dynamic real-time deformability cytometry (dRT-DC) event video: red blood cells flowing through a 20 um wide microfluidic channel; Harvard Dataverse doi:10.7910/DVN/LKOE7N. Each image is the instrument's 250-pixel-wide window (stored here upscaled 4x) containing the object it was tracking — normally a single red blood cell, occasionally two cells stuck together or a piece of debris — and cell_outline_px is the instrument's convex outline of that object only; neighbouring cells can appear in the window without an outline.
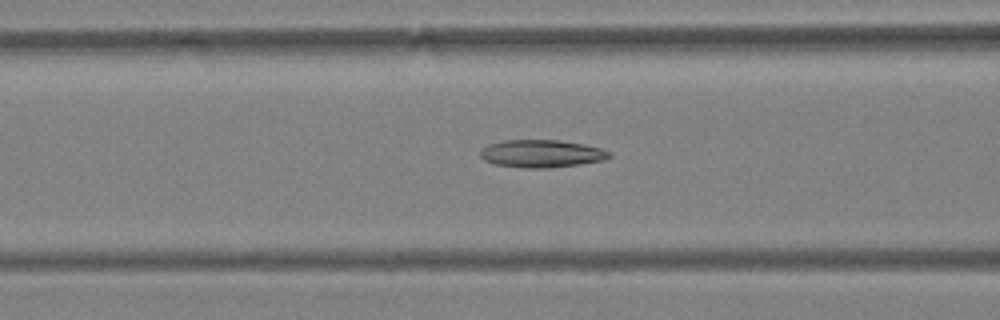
{"species": "Egyptian fruit bat (a non-hibernating species)", "species_latin": "Rousettus aegyptiacus", "temperature_condition": "warm", "stored_images_in_passage": 45, "camera_frame_rate_fps": 3000, "um_per_image_px": 0.085, "animal": {"sex": "female"}, "frame": {"image": 1, "passage_image": 23, "time_ms": 7.333, "image_size_px": [1000, 320], "cell_outline_px": [[612, 156], [604, 160], [580, 164], [548, 168], [524, 168], [496, 164], [484, 160], [480, 156], [480, 148], [504, 140], [560, 140], [584, 144], [600, 148], [612, 152]], "centroid_in_image_um": [46.06, 13.06], "position_along_channel_um": 120.5, "area_um2": 20.81}}
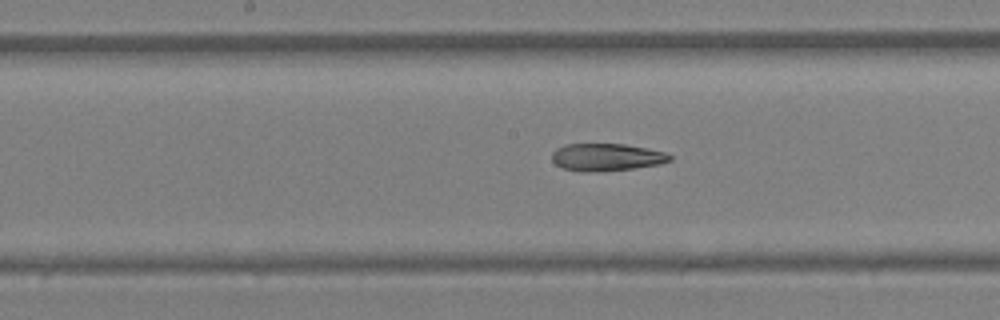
{"frame": {"image": 2, "passage_image": 29, "time_ms": 9.333, "image_size_px": [1000, 320], "cell_outline_px": [[672, 160], [660, 164], [632, 168], [600, 172], [584, 172], [564, 168], [556, 164], [552, 160], [552, 152], [556, 148], [564, 144], [624, 144], [648, 148], [664, 152], [672, 156]], "centroid_in_image_um": [51.55, 13.36], "position_along_channel_um": 196.7, "area_um2": 18.9}}
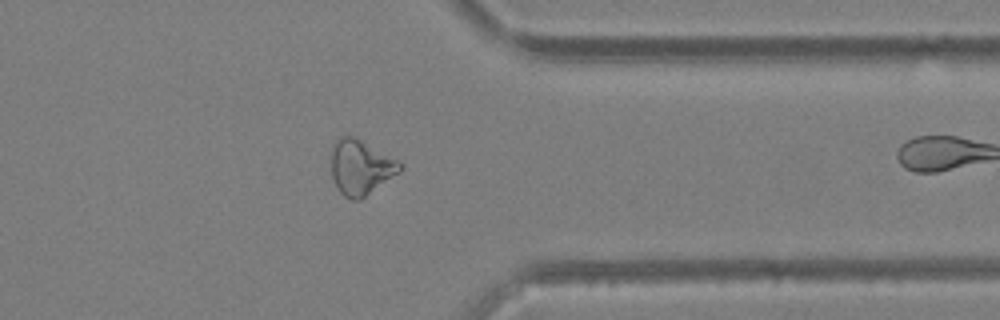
{"frame": {"image": 3, "passage_image": 44, "time_ms": 14.333, "image_size_px": [1000, 320], "cell_outline_px": [[404, 168], [400, 172], [360, 200], [352, 200], [344, 196], [340, 192], [332, 176], [332, 144], [340, 136], [352, 136], [400, 160], [404, 164]], "centroid_in_image_um": [30.69, 14.22], "position_along_channel_um": 380.7, "area_um2": 22.02}}